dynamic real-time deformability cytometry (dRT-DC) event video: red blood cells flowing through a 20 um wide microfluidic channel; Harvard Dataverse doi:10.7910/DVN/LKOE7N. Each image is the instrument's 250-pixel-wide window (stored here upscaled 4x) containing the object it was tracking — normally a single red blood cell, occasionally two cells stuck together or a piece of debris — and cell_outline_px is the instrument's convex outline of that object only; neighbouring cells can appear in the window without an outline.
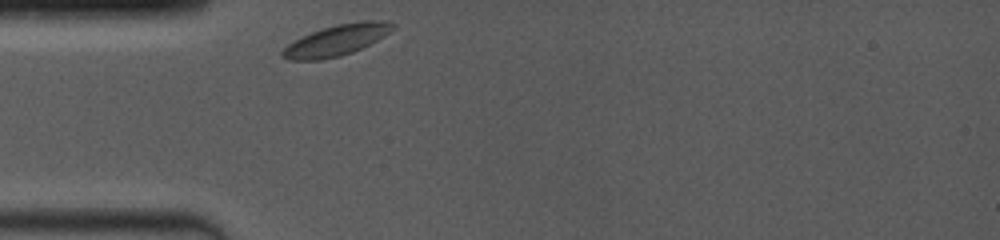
{"species": "common noctule bat (a hibernating species)", "species_latin": "Nyctalus noctula", "temperature_condition": "room temperature", "stored_images_in_passage": 49, "camera_frame_rate_fps": 4000, "um_per_image_px": 0.085, "animal": {"sex": "female", "body_mass_g": 19.0, "forearm_length_mm": 53.3}, "frame": {"image": 1, "passage_image": 1, "time_ms": 0.0, "image_size_px": [1000, 240], "cell_outline_px": [[396, 28], [384, 36], [352, 52], [340, 56], [320, 60], [288, 60], [280, 56], [280, 52], [288, 44], [320, 28], [336, 24], [364, 20], [384, 20], [396, 24]], "centroid_in_image_um": [28.62, 3.41], "position_along_channel_um": 56.4, "area_um2": 19.88}}
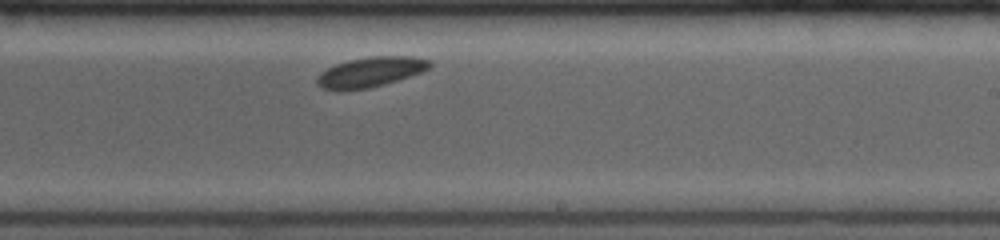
{"frame": {"image": 2, "passage_image": 28, "time_ms": 5.5, "image_size_px": [1000, 240], "cell_outline_px": [[432, 64], [428, 68], [420, 72], [384, 84], [368, 88], [340, 92], [324, 88], [316, 84], [316, 76], [320, 72], [336, 64], [348, 60], [372, 56], [412, 56], [428, 60]], "centroid_in_image_um": [31.41, 6.13], "position_along_channel_um": 257.6, "area_um2": 19.65}}
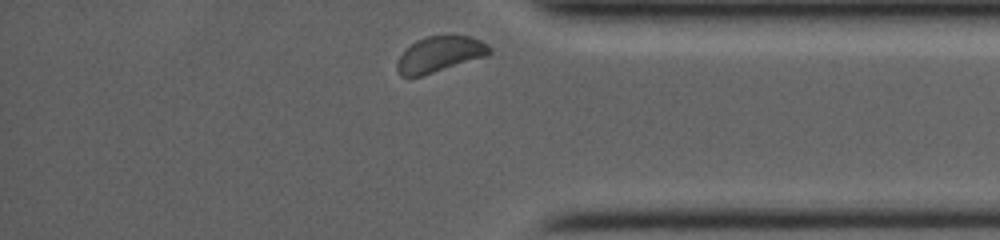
{"frame": {"image": 3, "passage_image": 48, "time_ms": 9.25, "image_size_px": [1000, 240], "cell_outline_px": [[492, 52], [488, 56], [420, 76], [400, 76], [396, 68], [396, 60], [416, 40], [428, 36], [452, 32], [468, 36], [480, 40], [488, 44], [492, 48]], "centroid_in_image_um": [37.43, 4.57], "position_along_channel_um": 397.8, "area_um2": 19.65}, "authors_computed_cell_mechanics": {"area_um2": 19.3052, "velocity_mm_per_s": 3.7629, "shape_relaxation_time_tau1_ms": 1.3486, "shape_relaxation_time_tau2_ms": null, "deformation_change_tau1": 0.0358, "deformation_change_tau2": null}}